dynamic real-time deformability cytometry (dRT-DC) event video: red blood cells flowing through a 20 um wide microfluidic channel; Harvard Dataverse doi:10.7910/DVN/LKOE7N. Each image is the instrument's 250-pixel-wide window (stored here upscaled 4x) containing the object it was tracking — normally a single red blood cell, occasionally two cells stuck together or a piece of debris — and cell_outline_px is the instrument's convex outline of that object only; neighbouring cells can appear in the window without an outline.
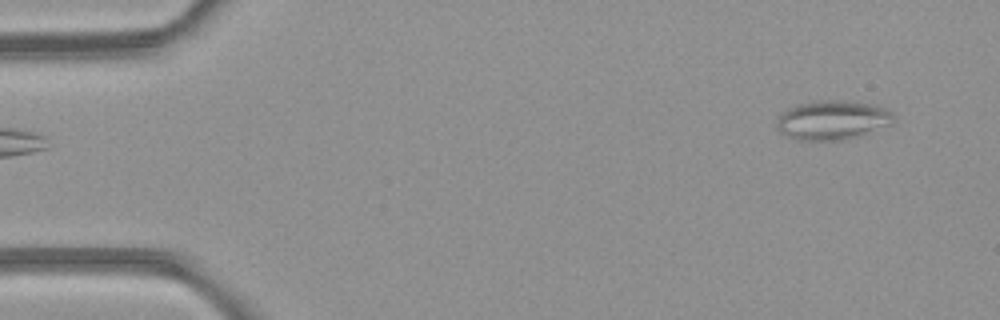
{"species": "common noctule bat (a hibernating species)", "species_latin": "Nyctalus noctula", "temperature_condition": "room temperature", "stored_images_in_passage": 6, "camera_frame_rate_fps": 3000, "um_per_image_px": 0.085, "animal": {"sex": "female", "body_mass_g": 21.9}, "frame": {"image": 1, "passage_image": 6, "time_ms": 5.667, "image_size_px": [1000, 320], "cell_outline_px": [[892, 124], [856, 136], [840, 140], [796, 140], [784, 136], [776, 128], [776, 120], [788, 108], [796, 104], [816, 100], [840, 100], [872, 104], [888, 108], [892, 112]], "centroid_in_image_um": [70.71, 10.2], "position_along_channel_um": 14.3, "area_um2": 26.76}}